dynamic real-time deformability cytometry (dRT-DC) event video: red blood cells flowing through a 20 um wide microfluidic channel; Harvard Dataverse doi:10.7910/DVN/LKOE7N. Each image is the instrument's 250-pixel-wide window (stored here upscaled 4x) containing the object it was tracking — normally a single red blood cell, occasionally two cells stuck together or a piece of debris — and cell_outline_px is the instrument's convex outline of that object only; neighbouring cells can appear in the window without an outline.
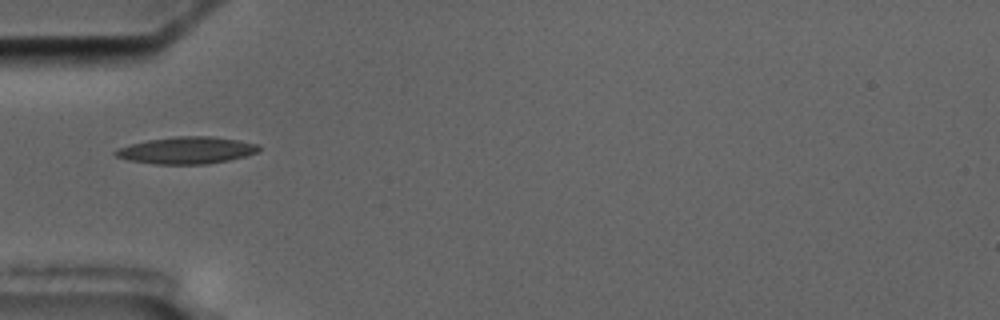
{"species": "common noctule bat (a hibernating species)", "species_latin": "Nyctalus noctula", "temperature_condition": "cold", "stored_images_in_passage": 7, "camera_frame_rate_fps": 3000, "um_per_image_px": 0.085, "animal": {"sex": "male", "body_mass_g": 17.5, "forearm_length_mm": 52.3}, "frame": {"image": 1, "passage_image": 1, "time_ms": 0.0, "image_size_px": [1000, 320], "cell_outline_px": [[260, 152], [248, 156], [208, 164], [156, 164], [128, 160], [116, 156], [112, 152], [116, 148], [148, 140], [176, 136], [212, 136], [260, 144]], "centroid_in_image_um": [15.9, 12.78], "position_along_channel_um": 69.1, "area_um2": 22.66}}
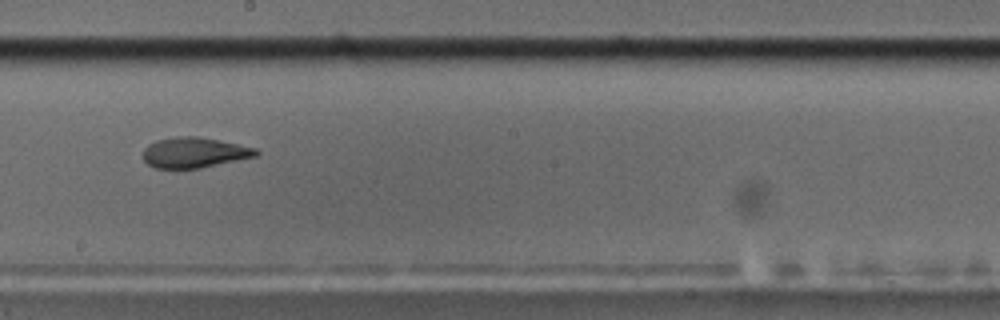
{"frame": {"image": 2, "passage_image": 5, "time_ms": 4.667, "image_size_px": [1000, 320], "cell_outline_px": [[260, 152], [256, 156], [200, 168], [156, 168], [148, 164], [144, 160], [144, 148], [148, 144], [156, 140], [180, 136], [200, 136], [256, 148]], "centroid_in_image_um": [16.51, 12.96], "position_along_channel_um": 231.7, "area_um2": 19.88}}
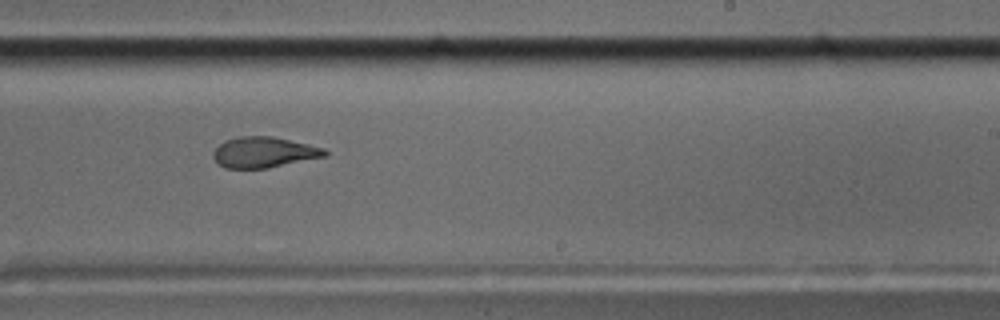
{"frame": {"image": 3, "passage_image": 6, "time_ms": 5.667, "image_size_px": [1000, 320], "cell_outline_px": [[328, 156], [268, 168], [224, 168], [212, 156], [212, 152], [224, 140], [236, 136], [272, 136], [308, 144], [324, 148], [328, 152]], "centroid_in_image_um": [22.44, 12.94], "position_along_channel_um": 266.6, "area_um2": 20.06}}